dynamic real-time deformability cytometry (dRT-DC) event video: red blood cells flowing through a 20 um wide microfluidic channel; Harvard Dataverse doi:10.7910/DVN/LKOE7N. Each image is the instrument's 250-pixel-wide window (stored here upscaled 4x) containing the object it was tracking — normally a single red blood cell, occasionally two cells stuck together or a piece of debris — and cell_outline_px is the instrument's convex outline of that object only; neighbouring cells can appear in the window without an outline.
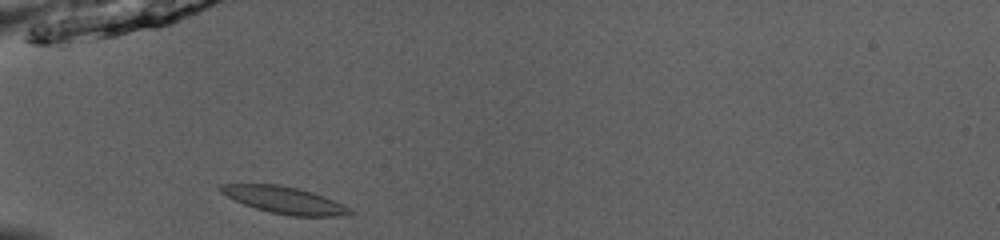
{"species": "common noctule bat (a hibernating species)", "species_latin": "Nyctalus noctula", "temperature_condition": "room temperature", "stored_images_in_passage": 34, "camera_frame_rate_fps": 3000, "um_per_image_px": 0.085, "animal": {"sex": "male", "body_mass_g": 13.0, "forearm_length_mm": 53.1}, "frame": {"image": 1, "passage_image": 1, "time_ms": 0.0, "image_size_px": [1000, 240], "cell_outline_px": [[356, 212], [336, 216], [288, 216], [268, 212], [244, 204], [220, 192], [220, 184], [276, 184], [296, 188], [312, 192], [324, 196]], "centroid_in_image_um": [24.15, 17.01], "position_along_channel_um": 60.8, "area_um2": 19.88}}
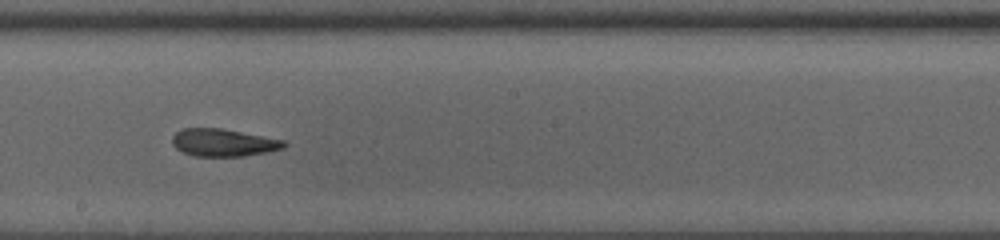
{"frame": {"image": 2, "passage_image": 14, "time_ms": 4.333, "image_size_px": [1000, 240], "cell_outline_px": [[288, 144], [284, 148], [268, 152], [244, 156], [196, 156], [184, 152], [176, 148], [172, 144], [172, 136], [176, 132], [184, 128], [220, 128], [284, 140]], "centroid_in_image_um": [19.0, 12.12], "position_along_channel_um": 229.2, "area_um2": 17.86}}
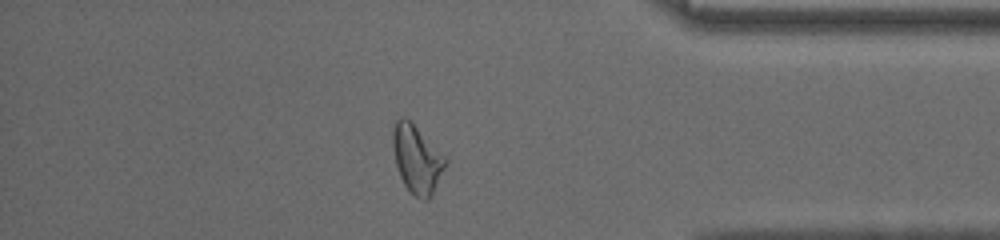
{"frame": {"image": 3, "passage_image": 28, "time_ms": 9.0, "image_size_px": [1000, 240], "cell_outline_px": [[448, 160], [432, 196], [428, 200], [424, 200], [416, 196], [404, 184], [400, 176], [396, 164], [392, 144], [392, 128], [396, 120], [400, 116], [404, 116]], "centroid_in_image_um": [35.41, 13.53], "position_along_channel_um": 399.8, "area_um2": 20.35}, "authors_computed_cell_mechanics": {"area_um2": 18.9873, "velocity_mm_per_s": 4.0266, "shape_relaxation_time_tau1_ms": 4.4226, "shape_relaxation_time_tau2_ms": 2.0052, "deformation_change_tau1": 0.1453, "deformation_change_tau2": 0.109}}